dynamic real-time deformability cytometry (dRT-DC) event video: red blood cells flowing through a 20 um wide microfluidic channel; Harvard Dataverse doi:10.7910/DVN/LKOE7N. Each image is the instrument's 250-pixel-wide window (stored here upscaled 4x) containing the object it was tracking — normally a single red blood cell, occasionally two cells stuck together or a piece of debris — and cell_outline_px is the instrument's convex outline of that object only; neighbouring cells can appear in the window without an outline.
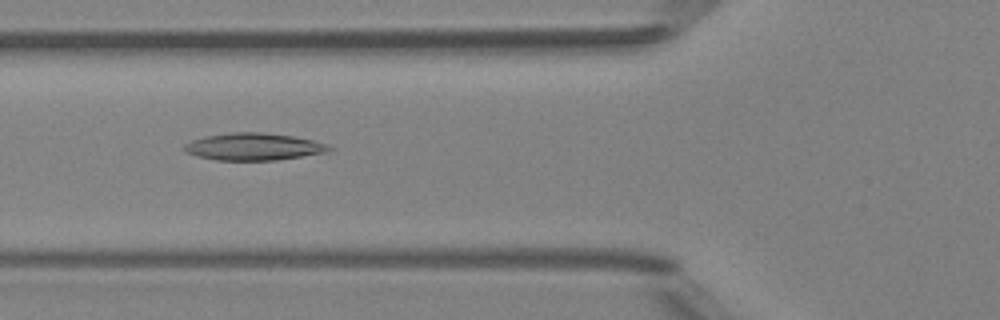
{"species": "Egyptian fruit bat (a non-hibernating species)", "species_latin": "Rousettus aegyptiacus", "temperature_condition": "room temperature", "stored_images_in_passage": 9, "camera_frame_rate_fps": 3000, "um_per_image_px": 0.085, "animal": {"sex": "female"}, "frame": {"image": 1, "passage_image": 6, "time_ms": 5.667, "image_size_px": [1000, 320], "cell_outline_px": [[336, 148], [328, 152], [276, 160], [216, 160], [184, 152], [184, 144], [192, 140], [204, 136], [232, 132], [260, 132], [292, 136], [312, 140], [328, 144]], "centroid_in_image_um": [21.58, 12.46], "position_along_channel_um": 104.2, "area_um2": 22.95}}
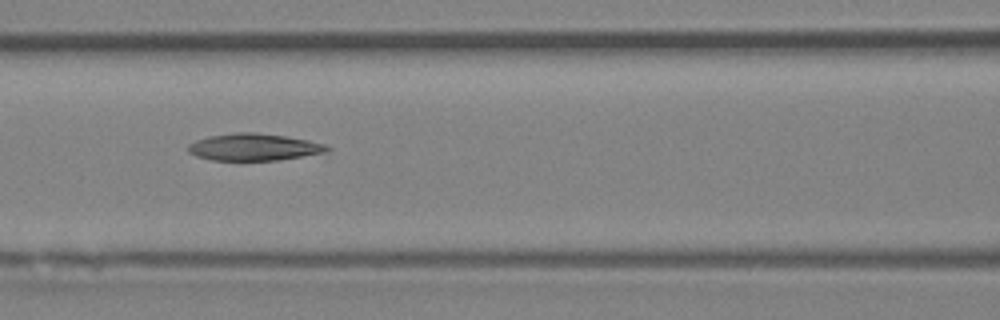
{"frame": {"image": 2, "passage_image": 7, "time_ms": 6.667, "image_size_px": [1000, 320], "cell_outline_px": [[332, 148], [328, 152], [276, 160], [212, 160], [196, 156], [188, 152], [188, 144], [196, 140], [208, 136], [236, 132], [252, 132], [284, 136], [308, 140], [324, 144]], "centroid_in_image_um": [21.56, 12.5], "position_along_channel_um": 145.0, "area_um2": 21.79}}
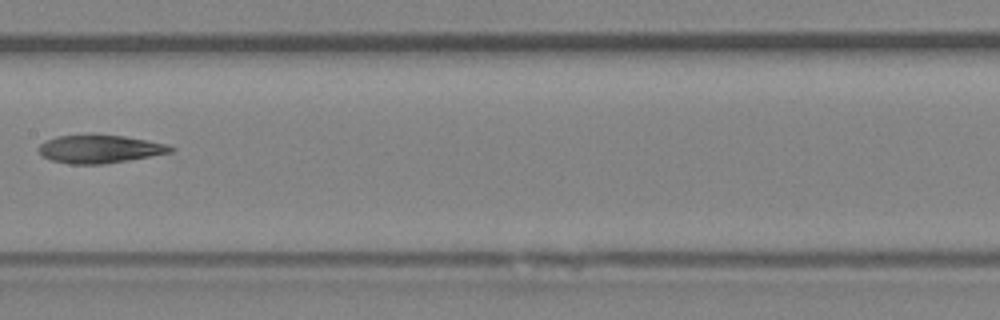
{"frame": {"image": 3, "passage_image": 8, "time_ms": 8.0, "image_size_px": [1000, 320], "cell_outline_px": [[176, 148], [172, 152], [128, 160], [104, 164], [72, 164], [52, 160], [44, 156], [36, 148], [40, 144], [56, 136], [124, 136], [148, 140], [168, 144]], "centroid_in_image_um": [8.52, 12.68], "position_along_channel_um": 198.9, "area_um2": 21.15}}